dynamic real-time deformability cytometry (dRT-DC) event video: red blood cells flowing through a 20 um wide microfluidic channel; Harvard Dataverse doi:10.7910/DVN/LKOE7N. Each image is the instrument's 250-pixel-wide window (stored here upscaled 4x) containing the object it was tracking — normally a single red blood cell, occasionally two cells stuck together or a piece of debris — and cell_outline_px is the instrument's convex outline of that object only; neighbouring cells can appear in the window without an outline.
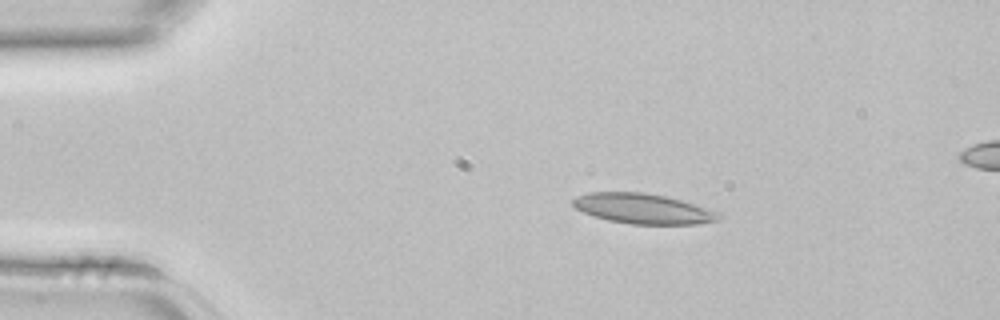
{"species": "common noctule bat (a hibernating species)", "species_latin": "Nyctalus noctula", "temperature_condition": "room temperature", "stored_images_in_passage": 3, "segment_of_instrument_passage": [1, 2], "camera_frame_rate_fps": 3000, "um_per_image_px": 0.085, "animal": {"sex": "female", "body_mass_g": 22.7, "forearm_length_mm": 54.2}, "frame": {"image": 1, "passage_image": 1, "time_ms": 0.0, "image_size_px": [1000, 320], "cell_outline_px": [[724, 216], [720, 220], [696, 224], [632, 224], [608, 220], [584, 212], [576, 208], [572, 204], [572, 200], [576, 196], [588, 192], [644, 192], [668, 196], [720, 212]], "centroid_in_image_um": [54.7, 17.73], "position_along_channel_um": 30.3, "area_um2": 25.72}}